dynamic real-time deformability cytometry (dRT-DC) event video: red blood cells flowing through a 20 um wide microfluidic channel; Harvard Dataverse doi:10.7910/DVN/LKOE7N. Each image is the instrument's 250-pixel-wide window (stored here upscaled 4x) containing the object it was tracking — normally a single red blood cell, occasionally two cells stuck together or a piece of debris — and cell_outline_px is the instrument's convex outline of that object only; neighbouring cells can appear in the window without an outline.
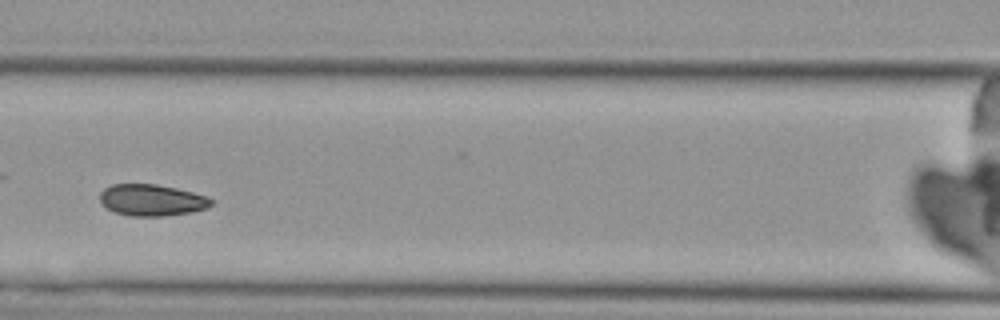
{"species": "Egyptian fruit bat (a non-hibernating species)", "species_latin": "Rousettus aegyptiacus", "temperature_condition": "cold", "stored_images_in_passage": 7, "camera_frame_rate_fps": 3000, "um_per_image_px": 0.085, "animal": {"sex": "female"}, "frame": {"image": 1, "passage_image": 5, "time_ms": 5.667, "image_size_px": [1000, 320], "cell_outline_px": [[212, 204], [208, 208], [188, 212], [164, 216], [132, 216], [116, 212], [108, 208], [100, 200], [100, 192], [104, 188], [112, 184], [156, 184], [176, 188], [208, 196], [212, 200]], "centroid_in_image_um": [12.91, 17.0], "position_along_channel_um": 153.7, "area_um2": 20.29}}
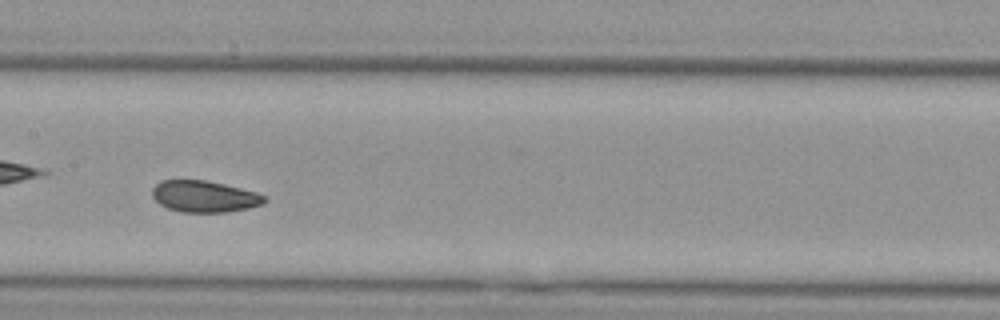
{"frame": {"image": 2, "passage_image": 6, "time_ms": 6.667, "image_size_px": [1000, 320], "cell_outline_px": [[268, 200], [264, 204], [248, 208], [224, 212], [180, 212], [168, 208], [160, 204], [152, 196], [152, 188], [160, 180], [204, 180], [224, 184], [256, 192], [264, 196]], "centroid_in_image_um": [17.36, 16.7], "position_along_channel_um": 190.0, "area_um2": 20.58}}
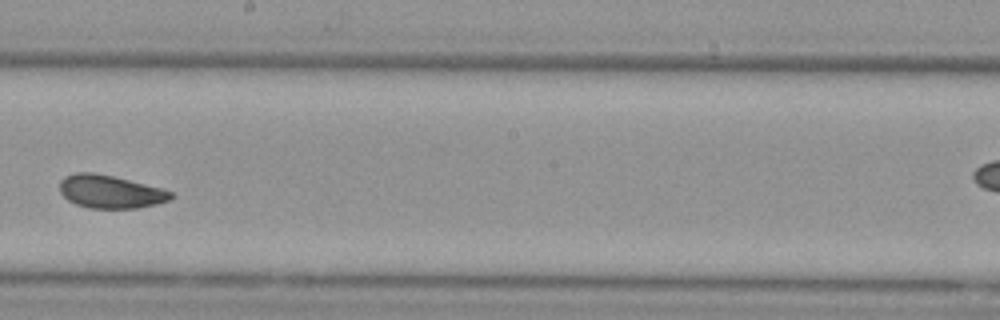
{"frame": {"image": 3, "passage_image": 7, "time_ms": 8.0, "image_size_px": [1000, 320], "cell_outline_px": [[172, 196], [168, 200], [156, 204], [136, 208], [88, 208], [76, 204], [68, 200], [60, 192], [60, 180], [64, 176], [76, 172], [92, 172], [112, 176], [160, 188], [172, 192]], "centroid_in_image_um": [9.32, 16.29], "position_along_channel_um": 238.9, "area_um2": 21.15}}